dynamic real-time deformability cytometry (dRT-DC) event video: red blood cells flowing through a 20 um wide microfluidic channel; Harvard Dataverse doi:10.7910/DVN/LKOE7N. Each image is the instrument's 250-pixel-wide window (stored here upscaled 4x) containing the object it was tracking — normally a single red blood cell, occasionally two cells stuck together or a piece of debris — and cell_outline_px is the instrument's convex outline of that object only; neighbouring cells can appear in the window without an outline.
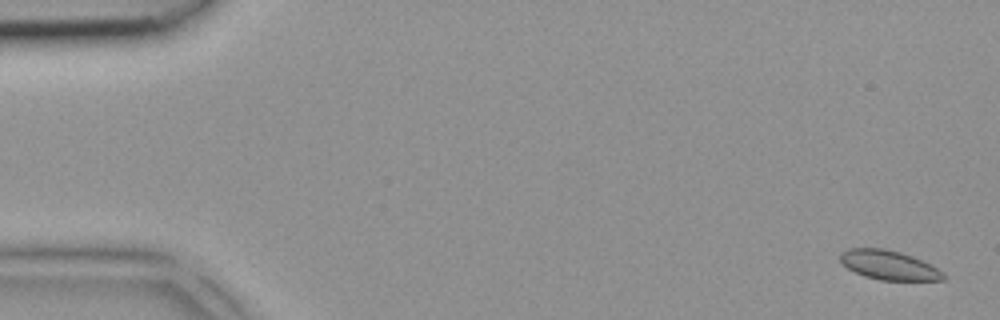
{"species": "common noctule bat (a hibernating species)", "species_latin": "Nyctalus noctula", "temperature_condition": "room temperature", "stored_images_in_passage": 5, "camera_frame_rate_fps": 3000, "um_per_image_px": 0.085, "animal": {"sex": "female", "body_mass_g": 18.4}, "frame": {"image": 1, "passage_image": 1, "time_ms": 0.0, "image_size_px": [1000, 320], "cell_outline_px": [[948, 276], [944, 280], [880, 280], [864, 276], [848, 268], [840, 260], [840, 252], [848, 248], [884, 248], [900, 252], [912, 256], [936, 268]], "centroid_in_image_um": [75.54, 22.53], "position_along_channel_um": 9.5, "area_um2": 17.46}}
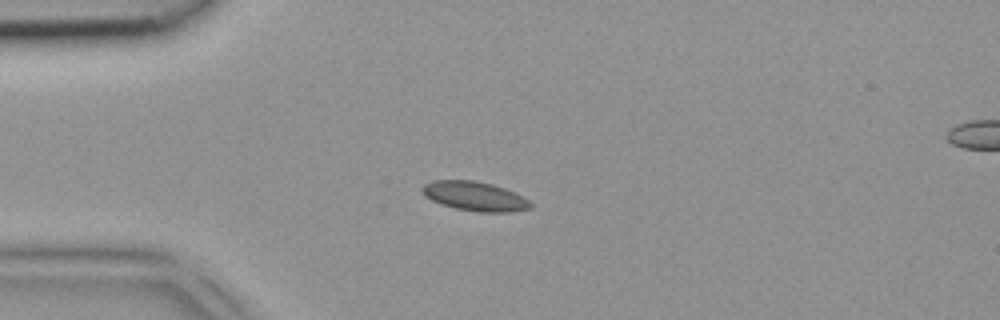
{"frame": {"image": 2, "passage_image": 3, "time_ms": 0.667, "image_size_px": [1000, 320], "cell_outline_px": [[532, 208], [512, 212], [476, 212], [456, 208], [440, 204], [424, 196], [420, 188], [424, 184], [432, 180], [476, 180], [492, 184], [504, 188], [524, 196], [532, 204]], "centroid_in_image_um": [40.35, 16.68], "position_along_channel_um": 44.6, "area_um2": 18.73}}